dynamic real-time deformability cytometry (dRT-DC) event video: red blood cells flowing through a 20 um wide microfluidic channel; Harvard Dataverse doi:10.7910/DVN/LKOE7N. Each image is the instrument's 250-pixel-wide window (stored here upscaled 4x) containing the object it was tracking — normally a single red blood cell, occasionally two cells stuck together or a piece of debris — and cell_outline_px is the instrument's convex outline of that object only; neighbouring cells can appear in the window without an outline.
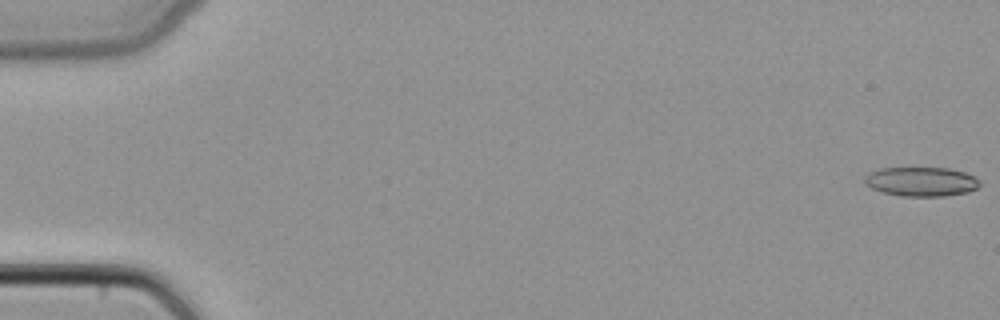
{"species": "common noctule bat (a hibernating species)", "species_latin": "Nyctalus noctula", "temperature_condition": "cold", "stored_images_in_passage": 37, "camera_frame_rate_fps": 3000, "um_per_image_px": 0.085, "animal": {"sex": "female", "body_mass_g": 22.7, "forearm_length_mm": 54.2}, "frame": {"image": 1, "passage_image": 1, "time_ms": 0.0, "image_size_px": [1000, 320], "cell_outline_px": [[980, 184], [976, 188], [968, 192], [944, 196], [900, 196], [884, 192], [872, 188], [864, 180], [864, 176], [868, 172], [880, 168], [948, 168], [964, 172], [976, 176], [980, 180]], "centroid_in_image_um": [78.33, 15.43], "position_along_channel_um": 6.7, "area_um2": 19.65}}
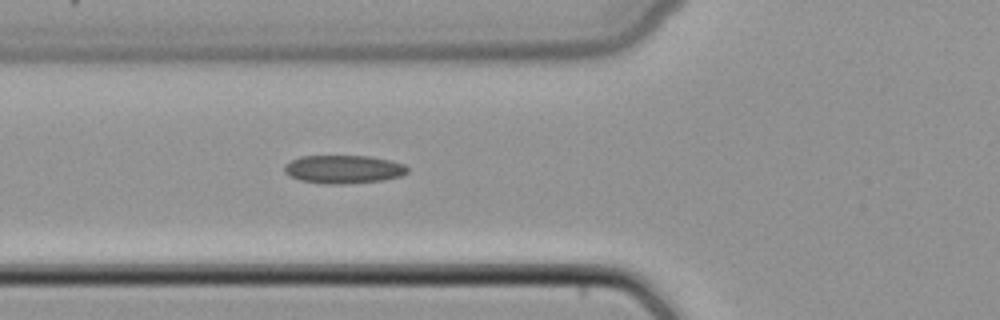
{"frame": {"image": 2, "passage_image": 19, "time_ms": 6.0, "image_size_px": [1000, 320], "cell_outline_px": [[408, 172], [400, 176], [384, 180], [344, 184], [324, 184], [300, 180], [284, 172], [284, 164], [300, 156], [368, 156], [392, 160], [404, 164], [408, 168]], "centroid_in_image_um": [29.21, 14.39], "position_along_channel_um": 96.6, "area_um2": 20.35}}
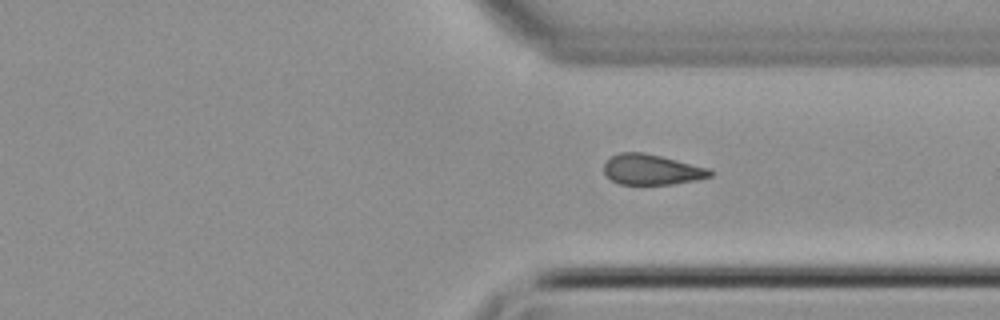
{"frame": {"image": 3, "passage_image": 37, "time_ms": 12.0, "image_size_px": [1000, 320], "cell_outline_px": [[712, 176], [696, 180], [672, 184], [620, 184], [612, 180], [604, 172], [604, 164], [612, 156], [620, 152], [640, 152], [660, 156], [708, 168], [712, 172]], "centroid_in_image_um": [55.38, 14.42], "position_along_channel_um": 356.0, "area_um2": 18.5}}